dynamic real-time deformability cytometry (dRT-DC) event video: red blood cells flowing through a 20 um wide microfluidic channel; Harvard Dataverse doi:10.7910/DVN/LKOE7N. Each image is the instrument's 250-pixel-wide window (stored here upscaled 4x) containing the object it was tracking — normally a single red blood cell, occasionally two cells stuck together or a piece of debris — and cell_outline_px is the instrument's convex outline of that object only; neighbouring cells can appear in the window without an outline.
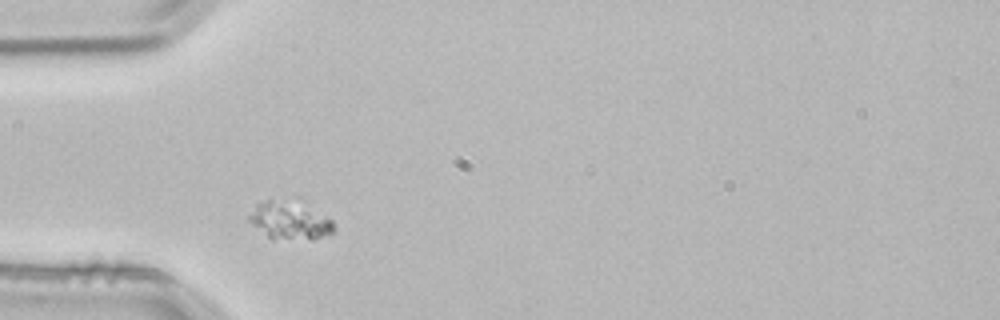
{"species": "common noctule bat (a hibernating species)", "species_latin": "Nyctalus noctula", "temperature_condition": "room temperature", "stored_images_in_passage": 3, "camera_frame_rate_fps": 3000, "um_per_image_px": 0.085, "animal": {"sex": "male", "body_mass_g": 21.5, "forearm_length_mm": 52.0}, "frame": {"image": 1, "passage_image": 2, "time_ms": 0.333, "image_size_px": [1000, 320], "cell_outline_px": [[332, 232], [312, 240], [272, 240], [252, 224], [248, 220], [248, 216], [256, 204], [272, 196], [304, 196], [332, 220]], "centroid_in_image_um": [24.66, 18.6], "position_along_channel_um": 60.3, "area_um2": 20.75}}